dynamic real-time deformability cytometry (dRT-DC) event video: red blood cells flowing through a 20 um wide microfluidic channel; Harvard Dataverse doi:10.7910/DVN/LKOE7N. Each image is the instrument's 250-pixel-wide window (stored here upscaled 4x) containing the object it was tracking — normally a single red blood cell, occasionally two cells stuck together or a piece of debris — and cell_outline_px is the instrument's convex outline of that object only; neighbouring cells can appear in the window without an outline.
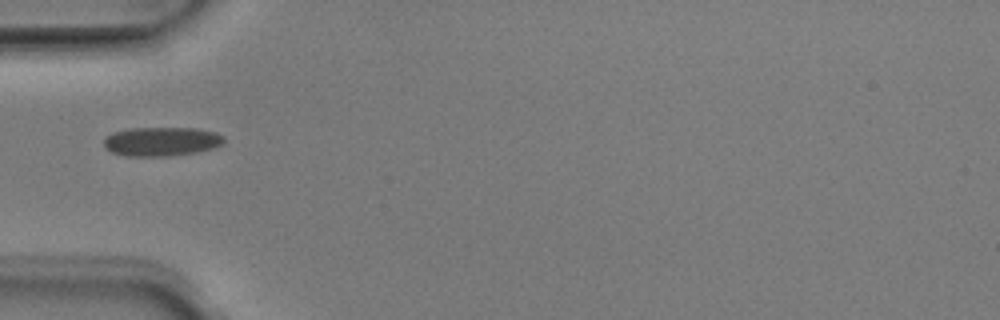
{"species": "Egyptian fruit bat (a non-hibernating species)", "species_latin": "Rousettus aegyptiacus", "temperature_condition": "room temperature", "stored_images_in_passage": 30, "camera_frame_rate_fps": 3000, "um_per_image_px": 0.085, "animal": {"sex": "male"}, "frame": {"image": 1, "passage_image": 1, "time_ms": 0.0, "image_size_px": [1000, 320], "cell_outline_px": [[224, 144], [200, 152], [168, 156], [124, 156], [112, 152], [104, 148], [104, 136], [112, 132], [128, 128], [196, 128], [216, 132], [224, 136]], "centroid_in_image_um": [13.71, 12.02], "position_along_channel_um": 71.3, "area_um2": 20.69}}
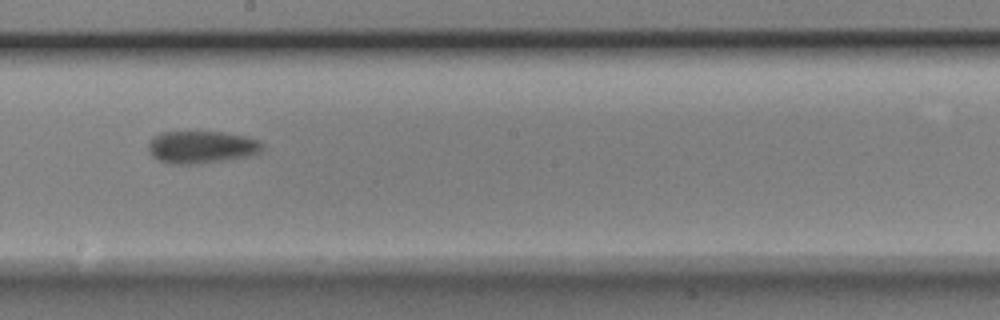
{"frame": {"image": 2, "passage_image": 13, "time_ms": 4.0, "image_size_px": [1000, 320], "cell_outline_px": [[264, 148], [260, 152], [252, 156], [200, 164], [168, 164], [152, 156], [148, 152], [148, 144], [152, 136], [160, 132], [224, 132], [244, 136], [260, 140], [264, 144]], "centroid_in_image_um": [17.14, 12.51], "position_along_channel_um": 231.1, "area_um2": 21.96}}
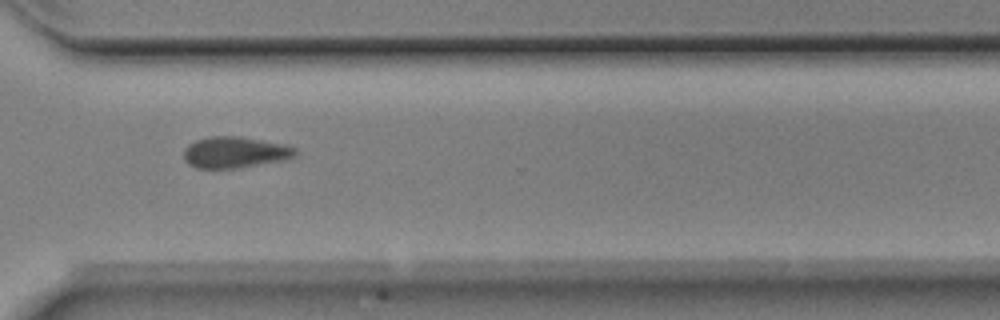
{"frame": {"image": 3, "passage_image": 22, "time_ms": 7.0, "image_size_px": [1000, 320], "cell_outline_px": [[296, 156], [280, 160], [240, 168], [196, 168], [188, 164], [184, 160], [184, 148], [188, 144], [196, 140], [212, 136], [240, 136], [288, 144], [296, 148]], "centroid_in_image_um": [19.96, 12.94], "position_along_channel_um": 350.6, "area_um2": 20.46}}